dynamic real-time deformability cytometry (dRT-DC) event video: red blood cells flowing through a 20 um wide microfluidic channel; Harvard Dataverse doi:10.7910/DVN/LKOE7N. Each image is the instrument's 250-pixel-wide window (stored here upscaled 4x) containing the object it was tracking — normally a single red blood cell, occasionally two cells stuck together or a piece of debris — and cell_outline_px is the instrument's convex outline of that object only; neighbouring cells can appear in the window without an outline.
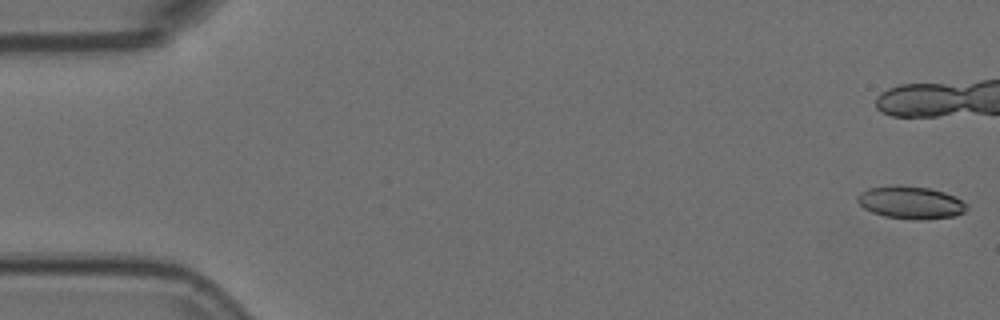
{"species": "Egyptian fruit bat (a non-hibernating species)", "species_latin": "Rousettus aegyptiacus", "temperature_condition": "room temperature", "stored_images_in_passage": 23, "camera_frame_rate_fps": 3000, "um_per_image_px": 0.085, "animal": {"sex": "female"}, "frame": {"image": 1, "passage_image": 1, "time_ms": 0.0, "image_size_px": [1000, 320], "cell_outline_px": [[968, 208], [964, 212], [956, 216], [916, 220], [884, 216], [872, 212], [864, 208], [856, 200], [856, 196], [860, 192], [868, 188], [892, 184], [900, 184], [928, 188], [944, 192], [956, 196], [968, 204]], "centroid_in_image_um": [77.41, 17.19], "position_along_channel_um": 7.6, "area_um2": 21.1}}